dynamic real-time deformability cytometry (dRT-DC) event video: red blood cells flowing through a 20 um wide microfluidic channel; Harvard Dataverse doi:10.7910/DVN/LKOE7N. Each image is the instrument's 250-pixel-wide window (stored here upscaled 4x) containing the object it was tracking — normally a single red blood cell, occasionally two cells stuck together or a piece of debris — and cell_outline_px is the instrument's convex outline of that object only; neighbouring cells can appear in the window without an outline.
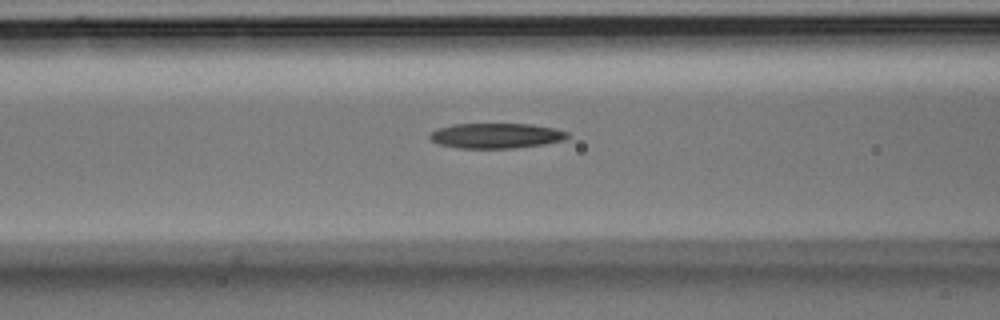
{"species": "Egyptian fruit bat (a non-hibernating species)", "species_latin": "Rousettus aegyptiacus", "temperature_condition": "room temperature", "stored_images_in_passage": 14, "camera_frame_rate_fps": 3000, "um_per_image_px": 0.085, "animal": {"sex": "male"}, "frame": {"image": 1, "passage_image": 12, "time_ms": 3.667, "image_size_px": [1000, 320], "cell_outline_px": [[568, 136], [564, 140], [544, 144], [512, 148], [460, 148], [440, 144], [432, 140], [428, 136], [436, 128], [452, 124], [532, 124], [556, 128], [568, 132]], "centroid_in_image_um": [42.18, 11.52], "position_along_channel_um": 124.4, "area_um2": 20.17}}